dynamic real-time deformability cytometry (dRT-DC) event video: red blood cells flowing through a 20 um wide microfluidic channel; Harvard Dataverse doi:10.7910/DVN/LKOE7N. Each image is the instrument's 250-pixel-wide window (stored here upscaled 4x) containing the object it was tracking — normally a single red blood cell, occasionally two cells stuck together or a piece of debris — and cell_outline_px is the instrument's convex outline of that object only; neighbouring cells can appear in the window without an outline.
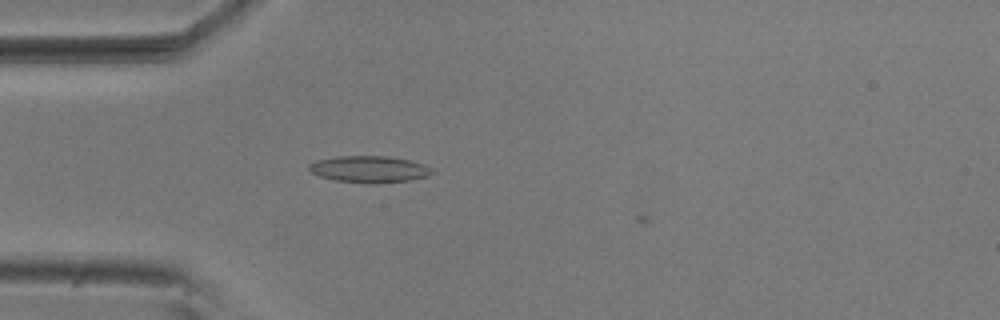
{"species": "common noctule bat (a hibernating species)", "species_latin": "Nyctalus noctula", "temperature_condition": "room temperature", "stored_images_in_passage": 6, "camera_frame_rate_fps": 3000, "um_per_image_px": 0.085, "animal": {"sex": "male", "body_mass_g": 20.5, "forearm_length_mm": 52.5}, "frame": {"image": 1, "passage_image": 5, "time_ms": 1.333, "image_size_px": [1000, 320], "cell_outline_px": [[432, 172], [428, 176], [408, 180], [376, 184], [372, 184], [336, 180], [320, 176], [312, 172], [308, 168], [308, 164], [316, 160], [336, 156], [384, 156], [408, 160], [424, 164], [432, 168]], "centroid_in_image_um": [31.37, 14.38], "position_along_channel_um": 53.6, "area_um2": 19.02}}